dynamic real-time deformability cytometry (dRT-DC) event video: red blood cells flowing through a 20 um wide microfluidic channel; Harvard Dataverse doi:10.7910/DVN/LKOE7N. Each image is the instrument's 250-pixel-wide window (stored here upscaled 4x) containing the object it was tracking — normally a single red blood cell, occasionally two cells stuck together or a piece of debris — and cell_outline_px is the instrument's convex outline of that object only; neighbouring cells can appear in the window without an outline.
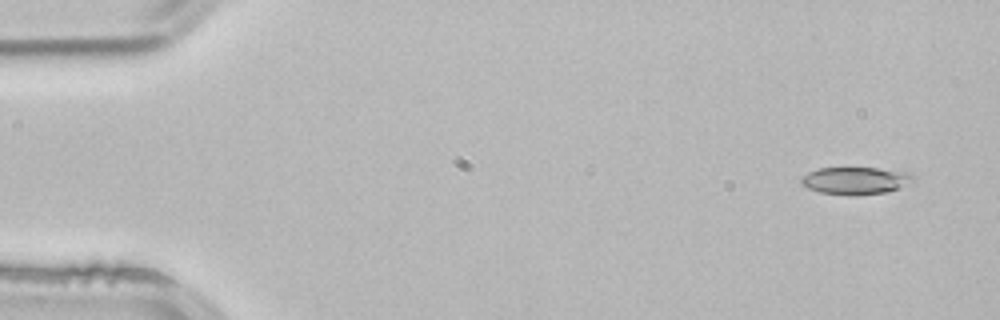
{"species": "common noctule bat (a hibernating species)", "species_latin": "Nyctalus noctula", "temperature_condition": "room temperature", "stored_images_in_passage": 4, "camera_frame_rate_fps": 3000, "um_per_image_px": 0.085, "animal": {"sex": "male", "body_mass_g": 21.5, "forearm_length_mm": 52.0}, "frame": {"image": 1, "passage_image": 1, "time_ms": 0.0, "image_size_px": [1000, 320], "cell_outline_px": [[916, 180], [900, 188], [884, 192], [820, 192], [808, 188], [800, 184], [800, 176], [808, 172], [820, 168], [876, 168], [908, 172]], "centroid_in_image_um": [72.7, 15.29], "position_along_channel_um": 12.3, "area_um2": 16.99}}
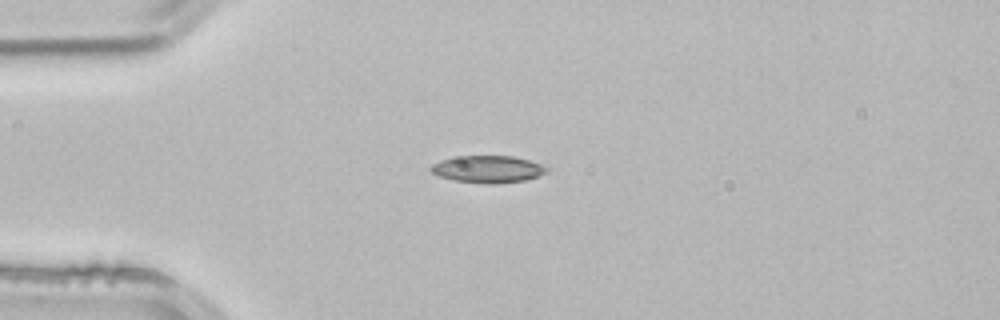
{"frame": {"image": 2, "passage_image": 3, "time_ms": 0.667, "image_size_px": [1000, 320], "cell_outline_px": [[548, 172], [524, 180], [492, 184], [452, 180], [440, 176], [432, 172], [428, 168], [432, 164], [440, 160], [452, 156], [512, 156], [528, 160], [540, 164], [548, 168]], "centroid_in_image_um": [41.41, 14.37], "position_along_channel_um": 43.6, "area_um2": 18.21}}
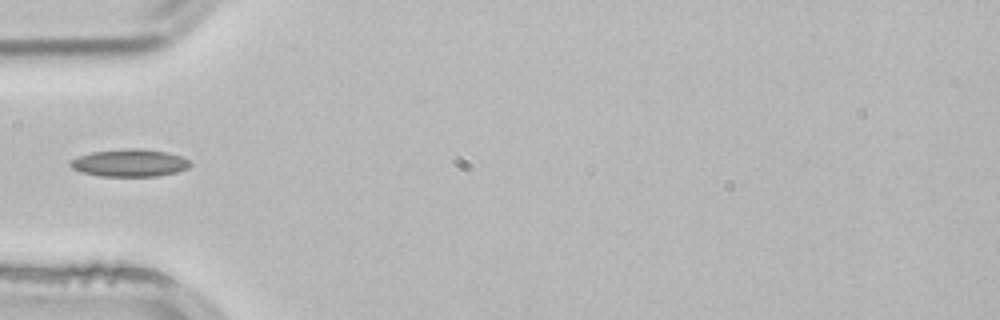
{"frame": {"image": 3, "passage_image": 4, "time_ms": 1.0, "image_size_px": [1000, 320], "cell_outline_px": [[192, 164], [188, 168], [176, 172], [156, 176], [100, 176], [80, 172], [72, 168], [68, 164], [72, 160], [80, 156], [92, 152], [120, 148], [140, 148], [168, 152], [180, 156], [188, 160]], "centroid_in_image_um": [11.02, 13.84], "position_along_channel_um": 74.0, "area_um2": 19.25}}